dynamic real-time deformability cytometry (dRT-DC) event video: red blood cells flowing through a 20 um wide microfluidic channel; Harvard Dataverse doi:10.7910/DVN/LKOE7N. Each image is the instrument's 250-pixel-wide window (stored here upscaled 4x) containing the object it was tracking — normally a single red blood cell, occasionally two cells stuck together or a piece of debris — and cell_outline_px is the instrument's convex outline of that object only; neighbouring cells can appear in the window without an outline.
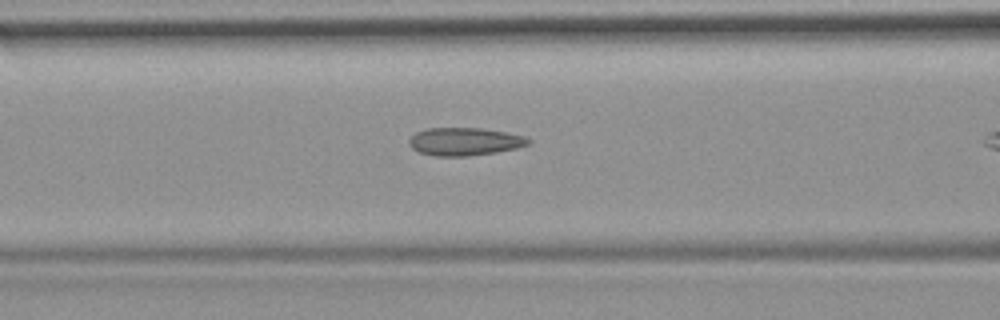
{"species": "common noctule bat (a hibernating species)", "species_latin": "Nyctalus noctula", "temperature_condition": "room temperature", "stored_images_in_passage": 31, "camera_frame_rate_fps": 3000, "um_per_image_px": 0.085, "animal": {"sex": "female", "body_mass_g": 19.9}, "frame": {"image": 1, "passage_image": 10, "time_ms": 3.0, "image_size_px": [1000, 320], "cell_outline_px": [[532, 140], [528, 144], [516, 148], [496, 152], [468, 156], [436, 156], [420, 152], [412, 148], [408, 144], [408, 140], [416, 132], [428, 128], [484, 128], [524, 136]], "centroid_in_image_um": [39.48, 12.03], "position_along_channel_um": 127.1, "area_um2": 19.31}}
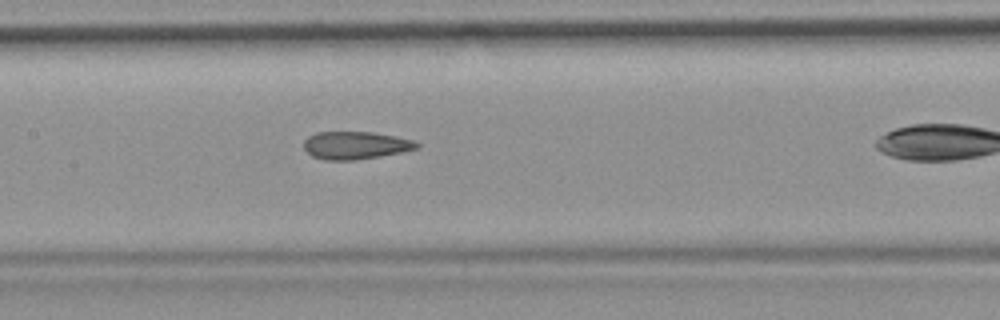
{"frame": {"image": 2, "passage_image": 14, "time_ms": 4.333, "image_size_px": [1000, 320], "cell_outline_px": [[420, 144], [416, 148], [400, 152], [380, 156], [356, 160], [324, 160], [312, 156], [304, 148], [304, 140], [308, 136], [316, 132], [372, 132], [412, 140]], "centroid_in_image_um": [30.16, 12.35], "position_along_channel_um": 177.2, "area_um2": 18.03}}